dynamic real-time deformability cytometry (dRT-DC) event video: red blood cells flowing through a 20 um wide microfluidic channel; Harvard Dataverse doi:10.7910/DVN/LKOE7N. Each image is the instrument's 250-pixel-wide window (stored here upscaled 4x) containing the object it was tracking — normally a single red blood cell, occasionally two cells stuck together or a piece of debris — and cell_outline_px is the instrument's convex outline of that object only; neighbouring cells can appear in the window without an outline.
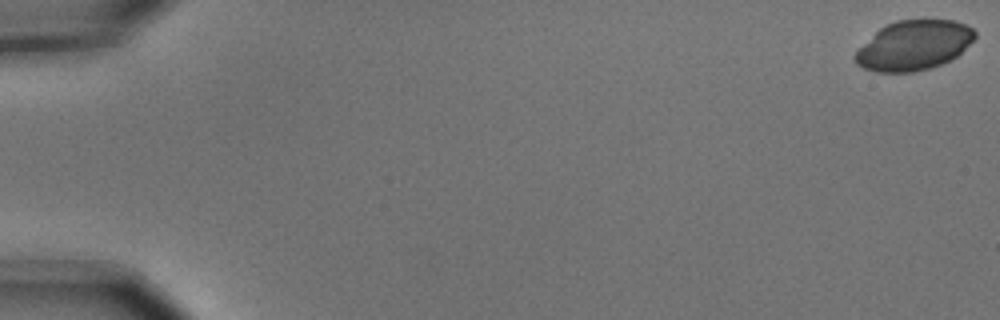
{"species": "common noctule bat (a hibernating species)", "species_latin": "Nyctalus noctula", "temperature_condition": "cold", "stored_images_in_passage": 5, "camera_frame_rate_fps": 3000, "um_per_image_px": 0.085, "animal": {"sex": "male", "body_mass_g": 15.6}, "frame": {"image": 1, "passage_image": 1, "time_ms": 0.0, "image_size_px": [1000, 320], "cell_outline_px": [[976, 36], [956, 56], [940, 64], [928, 68], [912, 72], [876, 72], [864, 68], [856, 64], [852, 56], [880, 28], [896, 20], [952, 20], [964, 24], [972, 28], [976, 32]], "centroid_in_image_um": [77.65, 3.86], "position_along_channel_um": 7.4, "area_um2": 34.1}}